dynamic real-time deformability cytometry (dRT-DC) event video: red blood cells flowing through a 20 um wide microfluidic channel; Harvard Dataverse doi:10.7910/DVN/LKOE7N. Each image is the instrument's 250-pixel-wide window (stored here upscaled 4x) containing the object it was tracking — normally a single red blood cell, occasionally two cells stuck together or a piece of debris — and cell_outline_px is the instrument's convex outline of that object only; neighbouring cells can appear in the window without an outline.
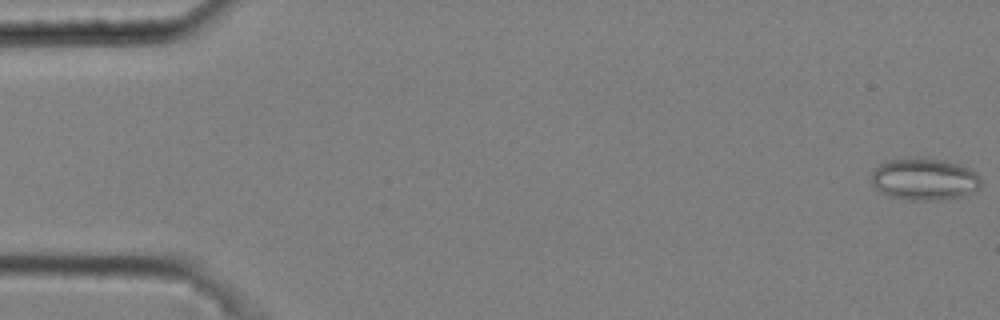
{"species": "common noctule bat (a hibernating species)", "species_latin": "Nyctalus noctula", "temperature_condition": "cold", "stored_images_in_passage": 52, "camera_frame_rate_fps": 3000, "um_per_image_px": 0.085, "animal": {"sex": "male", "body_mass_g": 20.4}, "frame": {"image": 1, "passage_image": 1, "time_ms": 0.0, "image_size_px": [1000, 320], "cell_outline_px": [[980, 188], [964, 196], [944, 200], [908, 200], [888, 196], [880, 192], [872, 184], [872, 172], [880, 164], [888, 160], [944, 160], [960, 164], [976, 172], [980, 176]], "centroid_in_image_um": [78.6, 15.28], "position_along_channel_um": 6.4, "area_um2": 26.53}}
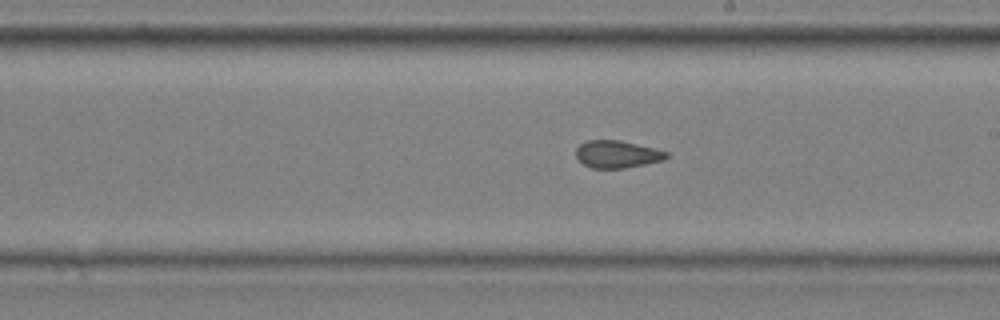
{"frame": {"image": 2, "passage_image": 31, "time_ms": 10.0, "image_size_px": [1000, 320], "cell_outline_px": [[668, 156], [664, 160], [624, 168], [592, 168], [584, 164], [576, 156], [576, 148], [580, 144], [588, 140], [620, 140], [668, 152]], "centroid_in_image_um": [52.44, 13.11], "position_along_channel_um": 236.6, "area_um2": 14.22}}
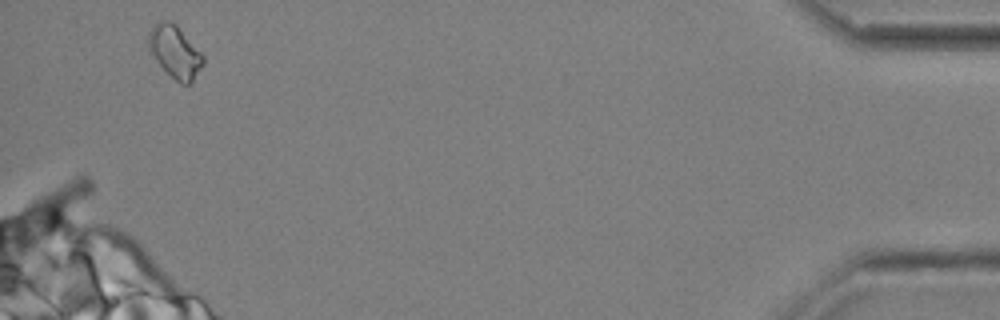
{"frame": {"image": 3, "passage_image": 51, "time_ms": 16.667, "image_size_px": [1000, 320], "cell_outline_px": [[204, 64], [192, 80], [188, 84], [180, 84], [148, 52], [148, 32], [152, 24], [164, 20], [168, 20], [176, 24], [204, 56]], "centroid_in_image_um": [14.84, 4.36], "position_along_channel_um": 420.4, "area_um2": 16.53}, "authors_computed_cell_mechanics": {"area_um2": 15.5482, "velocity_mm_per_s": 3.6887, "shape_relaxation_time_tau1_ms": null, "shape_relaxation_time_tau2_ms": 1.3988, "deformation_change_tau1": null, "deformation_change_tau2": 0.0788}}